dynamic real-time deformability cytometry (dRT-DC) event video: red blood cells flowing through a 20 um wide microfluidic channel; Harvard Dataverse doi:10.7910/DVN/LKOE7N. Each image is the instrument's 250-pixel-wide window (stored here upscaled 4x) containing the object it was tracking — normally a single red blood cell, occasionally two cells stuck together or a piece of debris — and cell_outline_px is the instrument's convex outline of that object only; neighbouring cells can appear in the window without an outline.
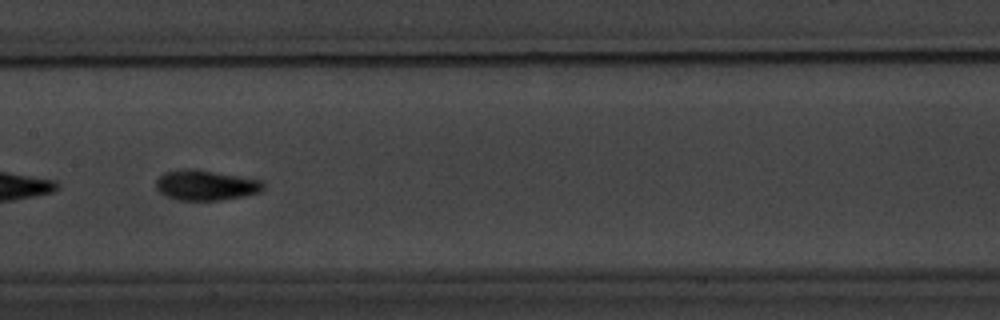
{"species": "common noctule bat (a hibernating species)", "species_latin": "Nyctalus noctula", "temperature_condition": "warm", "stored_images_in_passage": 15, "camera_frame_rate_fps": 3000, "um_per_image_px": 0.085, "animal": {"sex": "male", "body_mass_g": 20.1, "forearm_length_mm": 53.5}, "frame": {"image": 1, "passage_image": 7, "time_ms": 7.0, "image_size_px": [1000, 320], "cell_outline_px": [[264, 188], [260, 192], [244, 196], [220, 200], [176, 200], [164, 196], [156, 188], [156, 180], [164, 172], [180, 168], [196, 168], [264, 180]], "centroid_in_image_um": [17.49, 15.72], "position_along_channel_um": 189.9, "area_um2": 19.36}}
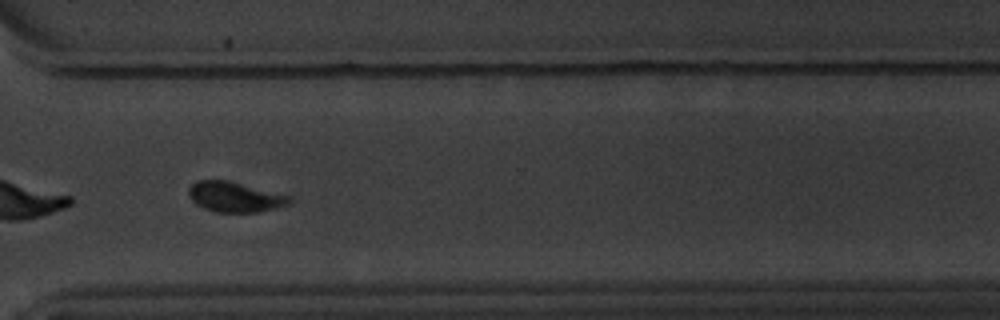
{"frame": {"image": 2, "passage_image": 11, "time_ms": 11.667, "image_size_px": [1000, 320], "cell_outline_px": [[292, 200], [288, 204], [276, 208], [256, 212], [220, 212], [196, 204], [192, 200], [188, 192], [188, 188], [196, 180], [224, 180], [292, 196]], "centroid_in_image_um": [19.97, 16.73], "position_along_channel_um": 350.6, "area_um2": 17.34}}
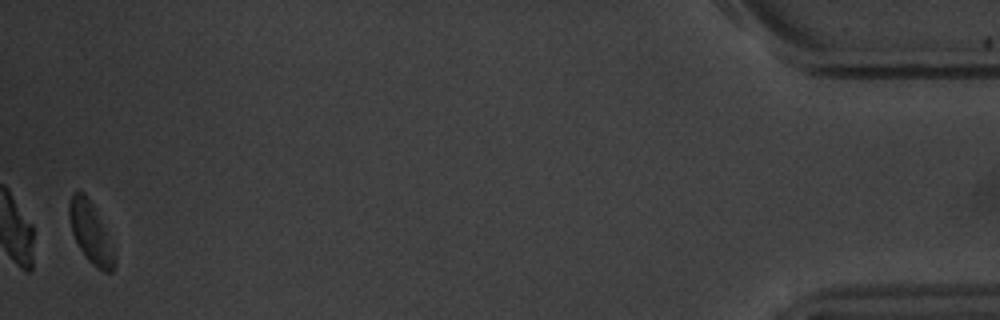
{"frame": {"image": 3, "passage_image": 15, "time_ms": 16.333, "image_size_px": [1000, 320], "cell_outline_px": [[116, 264], [112, 272], [104, 272], [92, 264], [88, 260], [80, 248], [72, 232], [68, 216], [68, 204], [72, 192], [84, 192], [104, 232], [116, 260]], "centroid_in_image_um": [7.64, 19.81], "position_along_channel_um": 427.6, "area_um2": 14.97}, "authors_computed_cell_mechanics": {"area_um2": 17.5134, "velocity_mm_per_s": 3.4535, "shape_relaxation_time_tau1_ms": 1.1371, "shape_relaxation_time_tau2_ms": 1.9652, "deformation_change_tau1": 0.0842, "deformation_change_tau2": 0.0718}}